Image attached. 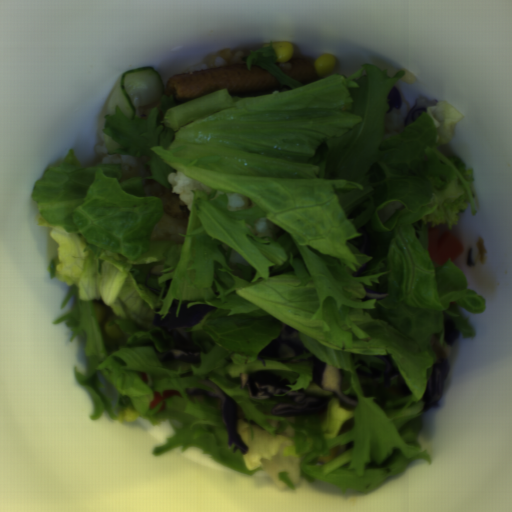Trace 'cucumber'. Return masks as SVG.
<instances>
[{"instance_id": "1", "label": "cucumber", "mask_w": 512, "mask_h": 512, "mask_svg": "<svg viewBox=\"0 0 512 512\" xmlns=\"http://www.w3.org/2000/svg\"><path fill=\"white\" fill-rule=\"evenodd\" d=\"M165 93L164 81L152 67L139 66L122 73L107 103V114L113 116L116 107L133 120L147 119Z\"/></svg>"}, {"instance_id": "2", "label": "cucumber", "mask_w": 512, "mask_h": 512, "mask_svg": "<svg viewBox=\"0 0 512 512\" xmlns=\"http://www.w3.org/2000/svg\"><path fill=\"white\" fill-rule=\"evenodd\" d=\"M103 143L107 149L108 154H120L125 148L114 140L107 133L103 134Z\"/></svg>"}]
</instances>
